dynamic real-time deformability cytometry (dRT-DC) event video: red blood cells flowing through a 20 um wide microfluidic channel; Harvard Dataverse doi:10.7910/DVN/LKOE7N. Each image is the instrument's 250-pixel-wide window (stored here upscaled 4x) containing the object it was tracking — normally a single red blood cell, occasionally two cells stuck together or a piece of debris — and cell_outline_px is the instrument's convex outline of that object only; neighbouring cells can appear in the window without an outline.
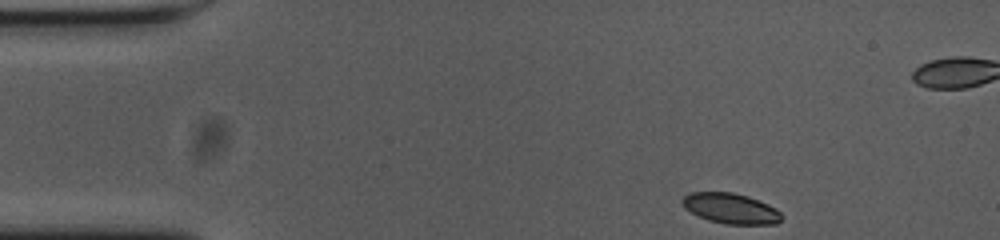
{"species": "common noctule bat (a hibernating species)", "species_latin": "Nyctalus noctula", "temperature_condition": "cold", "stored_images_in_passage": 50, "camera_frame_rate_fps": 3000, "um_per_image_px": 0.085, "animal": {"sex": "female", "body_mass_g": 23.0, "forearm_length_mm": 53.4}, "frame": {"image": 1, "passage_image": 1, "time_ms": 0.0, "image_size_px": [1000, 240], "cell_outline_px": [[784, 216], [776, 224], [724, 224], [708, 220], [684, 208], [680, 200], [684, 196], [692, 192], [732, 192], [748, 196], [768, 204], [776, 208]], "centroid_in_image_um": [62.12, 17.71], "position_along_channel_um": 22.9, "area_um2": 17.63}}
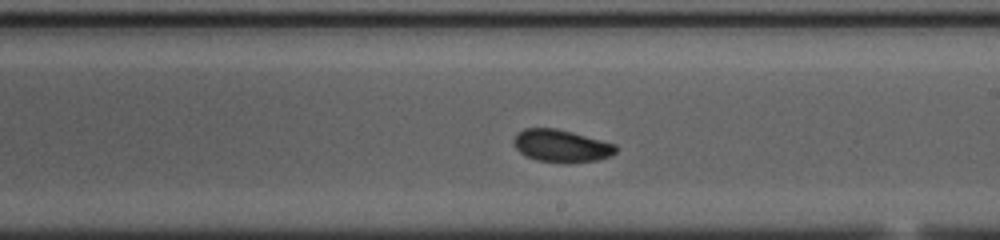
{"frame": {"image": 2, "passage_image": 25, "time_ms": 8.0, "image_size_px": [1000, 240], "cell_outline_px": [[616, 152], [608, 156], [596, 160], [536, 160], [524, 156], [512, 144], [512, 140], [524, 128], [556, 128], [572, 132], [616, 144]], "centroid_in_image_um": [47.66, 12.35], "position_along_channel_um": 241.3, "area_um2": 18.55}}
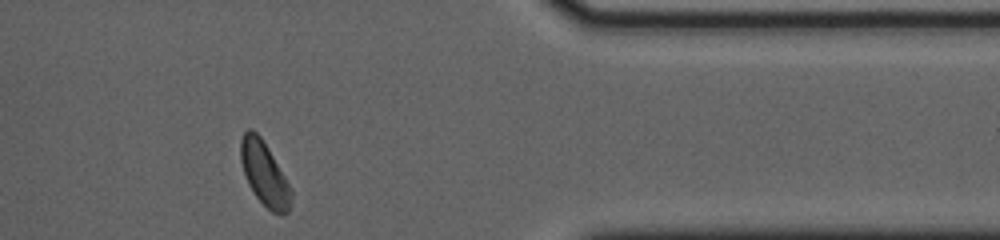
{"frame": {"image": 3, "passage_image": 39, "time_ms": 12.667, "image_size_px": [1000, 240], "cell_outline_px": [[292, 196], [288, 212], [284, 216], [280, 216], [272, 212], [256, 196], [248, 184], [240, 160], [240, 140], [244, 132], [248, 128], [252, 128], [260, 136], [268, 148], [284, 176], [292, 192]], "centroid_in_image_um": [22.46, 14.77], "position_along_channel_um": 388.9, "area_um2": 18.61}, "authors_computed_cell_mechanics": {"area_um2": 18.8139, "velocity_mm_per_s": 3.6594, "shape_relaxation_time_tau1_ms": 3.2932, "shape_relaxation_time_tau2_ms": 4.4889, "deformation_change_tau1": 0.0872, "deformation_change_tau2": 0.063}}